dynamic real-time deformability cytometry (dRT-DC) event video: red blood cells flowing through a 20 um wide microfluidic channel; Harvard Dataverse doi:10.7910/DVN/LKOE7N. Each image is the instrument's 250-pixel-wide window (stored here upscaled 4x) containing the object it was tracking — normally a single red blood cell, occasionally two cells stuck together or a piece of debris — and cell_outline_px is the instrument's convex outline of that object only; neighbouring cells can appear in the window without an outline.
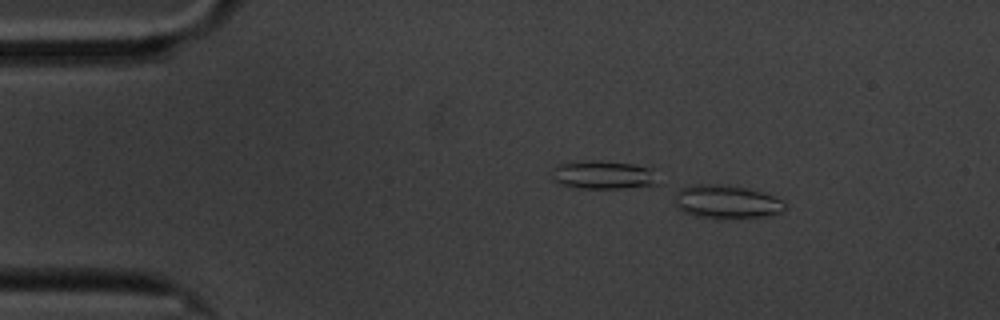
{"species": "common noctule bat (a hibernating species)", "species_latin": "Nyctalus noctula", "temperature_condition": "cold", "stored_images_in_passage": 4, "camera_frame_rate_fps": 3000, "um_per_image_px": 0.085, "animal": {"sex": "male", "body_mass_g": 20.1, "forearm_length_mm": 53.5}, "frame": {"image": 1, "passage_image": 4, "time_ms": 1.0, "image_size_px": [1000, 320], "cell_outline_px": [[788, 208], [784, 212], [768, 216], [724, 220], [720, 220], [692, 216], [684, 212], [676, 204], [676, 192], [680, 188], [692, 184], [720, 184], [748, 188], [784, 200], [788, 204]], "centroid_in_image_um": [61.81, 17.19], "position_along_channel_um": 23.2, "area_um2": 22.2}}